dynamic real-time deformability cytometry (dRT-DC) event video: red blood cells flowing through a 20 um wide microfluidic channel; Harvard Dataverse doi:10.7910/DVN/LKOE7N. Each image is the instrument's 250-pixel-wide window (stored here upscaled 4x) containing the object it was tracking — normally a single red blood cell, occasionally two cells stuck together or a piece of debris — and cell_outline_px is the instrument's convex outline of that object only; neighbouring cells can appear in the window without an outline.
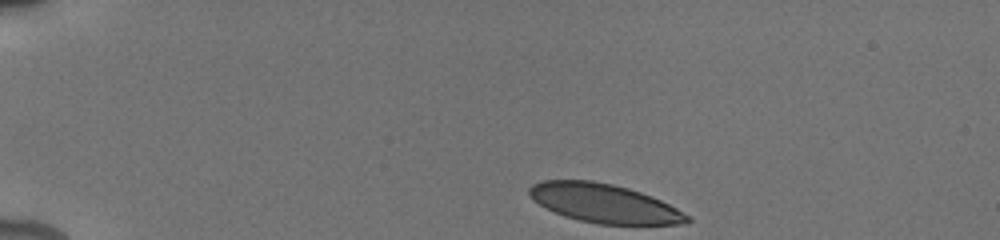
{"species": "human", "species_latin": "Homo sapiens", "temperature_condition": "cold", "stored_images_in_passage": 15, "camera_frame_rate_fps": 3000, "um_per_image_px": 0.085, "donor": {"sex": "male"}, "frame": {"image": 1, "passage_image": 1, "time_ms": 0.0, "image_size_px": [1000, 240], "cell_outline_px": [[692, 220], [680, 224], [600, 224], [580, 220], [564, 216], [544, 208], [532, 200], [528, 192], [528, 188], [532, 184], [540, 180], [592, 180], [612, 184], [628, 188], [652, 196], [692, 216]], "centroid_in_image_um": [51.32, 17.27], "position_along_channel_um": 33.7, "area_um2": 35.84}}